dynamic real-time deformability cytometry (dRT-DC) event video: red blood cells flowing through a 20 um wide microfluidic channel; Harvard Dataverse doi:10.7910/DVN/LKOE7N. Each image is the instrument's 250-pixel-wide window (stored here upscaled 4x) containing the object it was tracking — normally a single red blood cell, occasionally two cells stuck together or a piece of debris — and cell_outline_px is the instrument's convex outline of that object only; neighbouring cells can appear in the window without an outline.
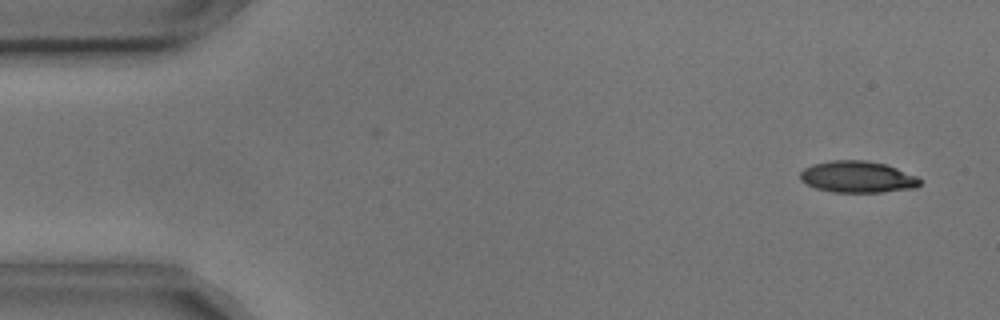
{"species": "common noctule bat (a hibernating species)", "species_latin": "Nyctalus noctula", "temperature_condition": "cold", "stored_images_in_passage": 3, "camera_frame_rate_fps": 3000, "um_per_image_px": 0.085, "animal": {"sex": "male", "body_mass_g": 17.9, "forearm_length_mm": 54.2}, "frame": {"image": 1, "passage_image": 3, "time_ms": 0.667, "image_size_px": [1000, 320], "cell_outline_px": [[920, 184], [916, 188], [880, 192], [832, 192], [816, 188], [800, 180], [800, 172], [804, 168], [812, 164], [832, 160], [864, 160], [884, 164], [896, 168], [916, 176], [920, 180]], "centroid_in_image_um": [72.86, 15.04], "position_along_channel_um": 12.1, "area_um2": 21.91}}